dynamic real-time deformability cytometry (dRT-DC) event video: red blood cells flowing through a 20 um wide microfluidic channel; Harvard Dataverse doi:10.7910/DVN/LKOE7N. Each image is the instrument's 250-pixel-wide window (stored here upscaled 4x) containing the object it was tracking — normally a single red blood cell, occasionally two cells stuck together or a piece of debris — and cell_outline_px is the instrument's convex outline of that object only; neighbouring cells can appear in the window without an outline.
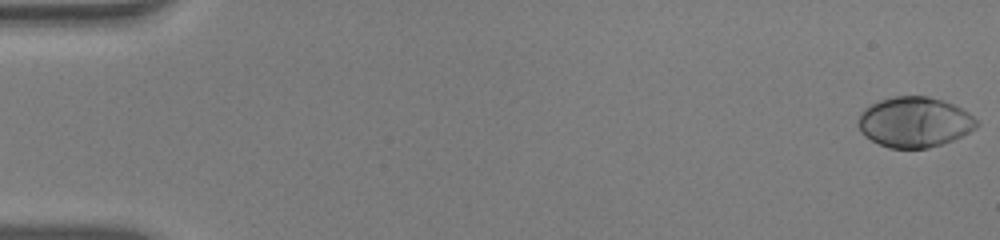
{"species": "human", "species_latin": "Homo sapiens", "temperature_condition": "warm", "stored_images_in_passage": 54, "camera_frame_rate_fps": 3000, "um_per_image_px": 0.085, "donor": {"sex": "male"}, "frame": {"image": 1, "passage_image": 1, "time_ms": 0.0, "image_size_px": [1000, 240], "cell_outline_px": [[980, 124], [976, 128], [952, 140], [928, 148], [888, 148], [864, 136], [860, 132], [860, 112], [864, 108], [880, 100], [892, 96], [928, 96], [952, 104], [968, 112]], "centroid_in_image_um": [77.72, 10.38], "position_along_channel_um": 7.3, "area_um2": 34.39}}
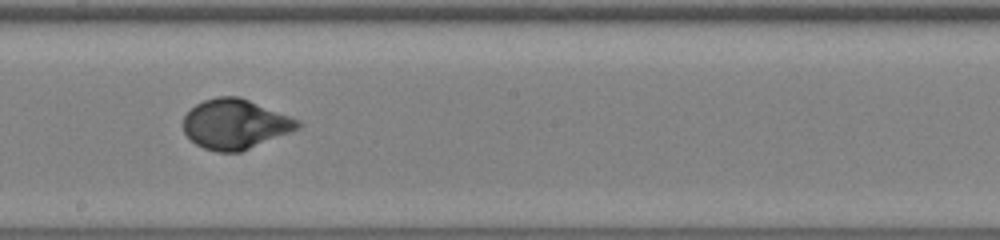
{"frame": {"image": 2, "passage_image": 31, "time_ms": 10.0, "image_size_px": [1000, 240], "cell_outline_px": [[304, 124], [300, 128], [292, 132], [240, 152], [216, 152], [204, 148], [196, 144], [184, 132], [184, 116], [196, 104], [204, 100], [216, 96], [240, 96], [300, 120]], "centroid_in_image_um": [20.03, 10.55], "position_along_channel_um": 228.2, "area_um2": 33.35}}
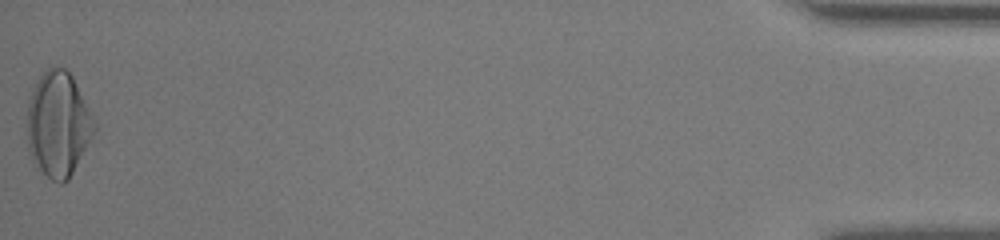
{"frame": {"image": 3, "passage_image": 54, "time_ms": 17.667, "image_size_px": [1000, 240], "cell_outline_px": [[96, 132], [68, 180], [64, 184], [60, 184], [52, 180], [32, 160], [28, 152], [28, 104], [32, 88], [40, 76], [52, 64], [64, 68], [72, 76], [96, 124]], "centroid_in_image_um": [4.95, 10.56], "position_along_channel_um": 430.3, "area_um2": 40.92}, "authors_computed_cell_mechanics": {"area_um2": 33.524, "velocity_mm_per_s": 3.8797, "shape_relaxation_time_tau1_ms": 3.4564, "shape_relaxation_time_tau2_ms": null, "deformation_change_tau1": 0.1946, "deformation_change_tau2": null}}